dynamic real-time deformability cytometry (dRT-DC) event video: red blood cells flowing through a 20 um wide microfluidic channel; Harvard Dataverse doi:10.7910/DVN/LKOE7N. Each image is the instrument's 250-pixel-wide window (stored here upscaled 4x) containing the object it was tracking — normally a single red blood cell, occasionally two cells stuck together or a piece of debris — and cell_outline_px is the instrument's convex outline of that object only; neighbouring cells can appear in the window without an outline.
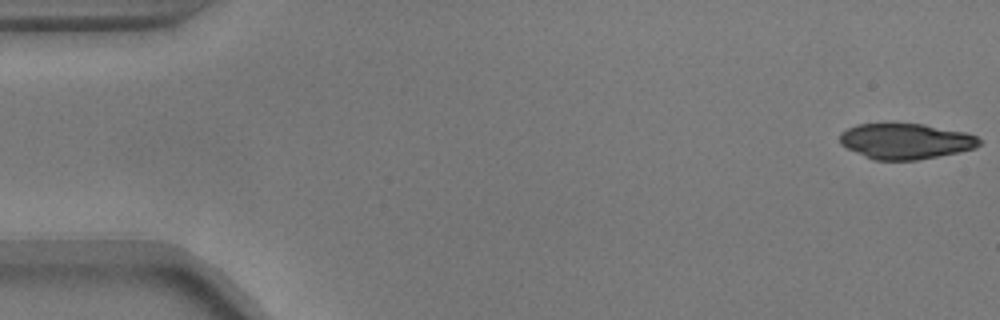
{"species": "common noctule bat (a hibernating species)", "species_latin": "Nyctalus noctula", "temperature_condition": "warm", "stored_images_in_passage": 53, "camera_frame_rate_fps": 3000, "um_per_image_px": 0.085, "animal": {"sex": "male", "body_mass_g": 17.9}, "frame": {"image": 1, "passage_image": 1, "time_ms": 0.0, "image_size_px": [1000, 320], "cell_outline_px": [[980, 144], [976, 148], [960, 152], [916, 160], [872, 160], [840, 144], [840, 132], [856, 124], [924, 124], [964, 132], [976, 136], [980, 140]], "centroid_in_image_um": [76.97, 12.01], "position_along_channel_um": 8.0, "area_um2": 28.84}}